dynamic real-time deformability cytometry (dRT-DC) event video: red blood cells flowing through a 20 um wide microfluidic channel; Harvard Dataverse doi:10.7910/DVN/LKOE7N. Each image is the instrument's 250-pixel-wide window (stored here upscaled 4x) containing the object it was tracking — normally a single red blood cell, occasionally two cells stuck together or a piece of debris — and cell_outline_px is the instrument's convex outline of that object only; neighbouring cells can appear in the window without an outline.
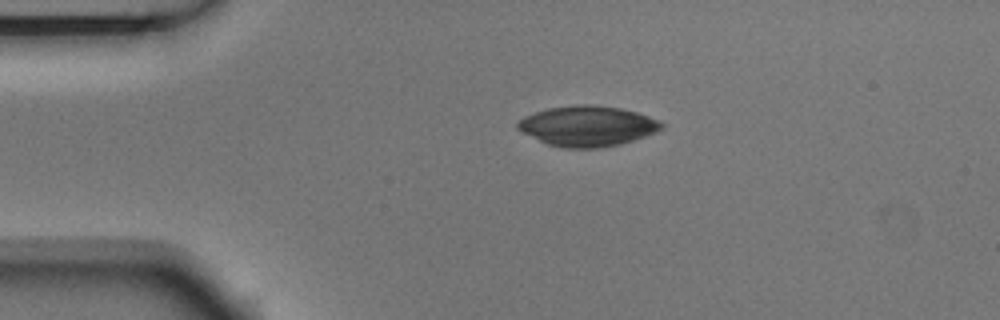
{"species": "Egyptian fruit bat (a non-hibernating species)", "species_latin": "Rousettus aegyptiacus", "temperature_condition": "room temperature", "stored_images_in_passage": 2, "camera_frame_rate_fps": 3000, "um_per_image_px": 0.085, "animal": {"sex": "male"}, "frame": {"image": 1, "passage_image": 1, "time_ms": 0.0, "image_size_px": [1000, 320], "cell_outline_px": [[664, 128], [656, 132], [620, 144], [596, 148], [560, 148], [548, 144], [516, 128], [516, 124], [524, 116], [548, 108], [576, 104], [588, 104], [620, 108], [636, 112], [660, 120], [664, 124]], "centroid_in_image_um": [49.95, 10.71], "position_along_channel_um": 35.0, "area_um2": 33.64}}